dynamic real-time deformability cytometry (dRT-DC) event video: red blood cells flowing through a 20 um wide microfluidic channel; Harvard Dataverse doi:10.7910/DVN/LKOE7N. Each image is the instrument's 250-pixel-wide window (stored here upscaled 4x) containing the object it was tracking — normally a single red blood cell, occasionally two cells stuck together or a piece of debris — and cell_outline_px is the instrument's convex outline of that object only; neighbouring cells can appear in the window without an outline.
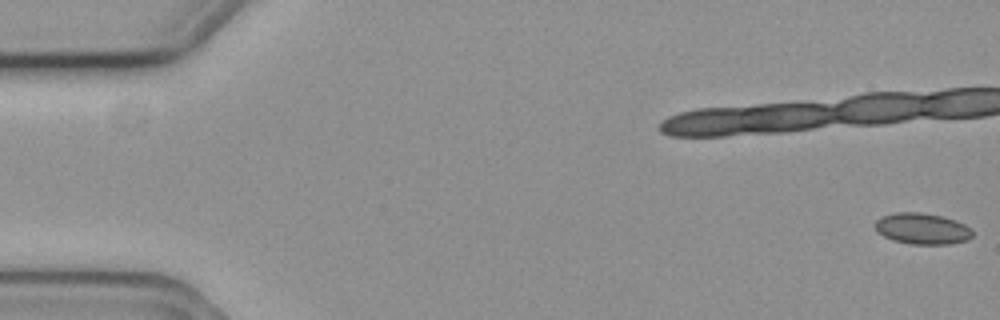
{"species": "common noctule bat (a hibernating species)", "species_latin": "Nyctalus noctula", "temperature_condition": "cold", "stored_images_in_passage": 8, "camera_frame_rate_fps": 3000, "um_per_image_px": 0.085, "animal": {"sex": "female", "body_mass_g": 19.3, "forearm_length_mm": 54.1}, "frame": {"image": 1, "passage_image": 1, "time_ms": 0.0, "image_size_px": [1000, 320], "cell_outline_px": [[972, 236], [968, 240], [948, 244], [912, 244], [892, 240], [876, 232], [876, 220], [884, 216], [896, 212], [920, 212], [940, 216], [956, 220], [972, 228]], "centroid_in_image_um": [78.4, 19.44], "position_along_channel_um": 6.6, "area_um2": 17.63}}
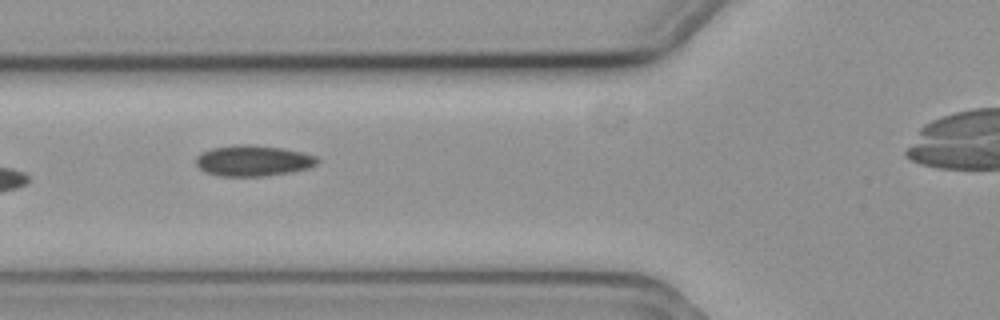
{"frame": {"image": 2, "passage_image": 7, "time_ms": 2.0, "image_size_px": [1000, 320], "cell_outline_px": [[320, 160], [316, 164], [308, 168], [292, 172], [264, 176], [220, 176], [204, 172], [196, 164], [196, 156], [200, 152], [212, 148], [232, 144], [248, 144], [284, 148], [316, 156]], "centroid_in_image_um": [21.49, 13.65], "position_along_channel_um": 104.3, "area_um2": 22.02}}
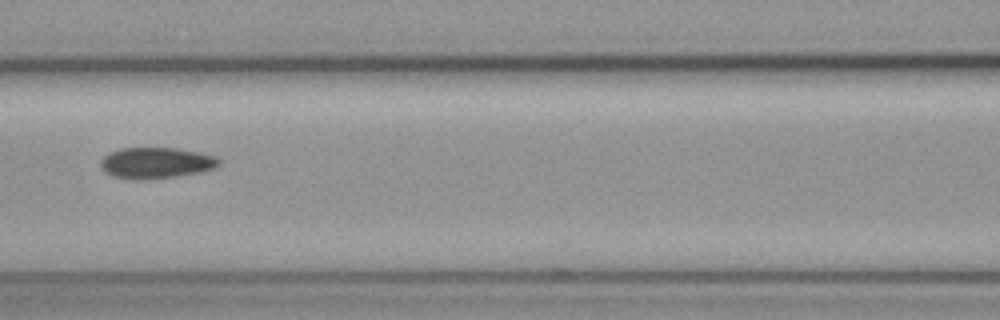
{"frame": {"image": 3, "passage_image": 8, "time_ms": 2.333, "image_size_px": [1000, 320], "cell_outline_px": [[220, 164], [216, 168], [200, 172], [176, 176], [140, 180], [136, 180], [112, 176], [104, 172], [100, 168], [100, 160], [108, 152], [120, 148], [176, 148], [200, 152], [216, 156], [220, 160]], "centroid_in_image_um": [13.24, 13.84], "position_along_channel_um": 153.4, "area_um2": 21.68}}